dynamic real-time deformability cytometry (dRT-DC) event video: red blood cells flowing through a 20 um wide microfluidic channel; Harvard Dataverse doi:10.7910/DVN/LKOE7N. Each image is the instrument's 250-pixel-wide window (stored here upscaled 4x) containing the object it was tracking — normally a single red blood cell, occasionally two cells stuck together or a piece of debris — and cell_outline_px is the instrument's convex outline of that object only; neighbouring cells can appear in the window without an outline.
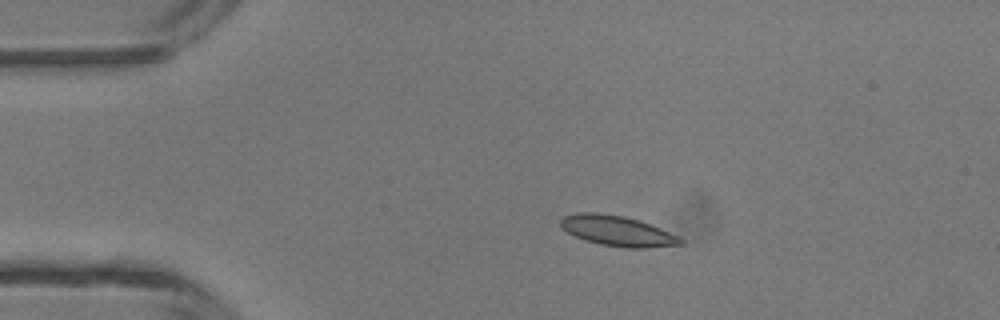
{"species": "common noctule bat (a hibernating species)", "species_latin": "Nyctalus noctula", "temperature_condition": "room temperature", "stored_images_in_passage": 3, "camera_frame_rate_fps": 3000, "um_per_image_px": 0.085, "animal": {"sex": "male", "body_mass_g": 13.3}, "frame": {"image": 1, "passage_image": 2, "time_ms": 2.0, "image_size_px": [1000, 320], "cell_outline_px": [[684, 244], [648, 248], [628, 248], [600, 244], [584, 240], [568, 232], [560, 224], [560, 220], [564, 216], [580, 212], [596, 212], [624, 216], [640, 220], [680, 236], [684, 240]], "centroid_in_image_um": [52.53, 19.63], "position_along_channel_um": 32.5, "area_um2": 21.21}}